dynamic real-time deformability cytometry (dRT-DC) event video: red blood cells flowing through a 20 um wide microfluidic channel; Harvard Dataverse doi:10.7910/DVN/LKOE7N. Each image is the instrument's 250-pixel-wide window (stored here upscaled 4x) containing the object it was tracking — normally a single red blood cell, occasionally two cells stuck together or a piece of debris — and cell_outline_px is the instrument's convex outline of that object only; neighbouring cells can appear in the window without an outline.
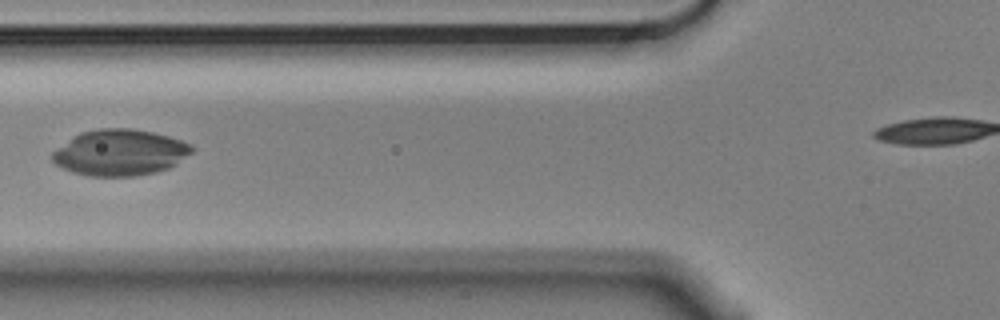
{"species": "Egyptian fruit bat (a non-hibernating species)", "species_latin": "Rousettus aegyptiacus", "temperature_condition": "cold", "stored_images_in_passage": 3, "camera_frame_rate_fps": 3000, "um_per_image_px": 0.085, "animal": {"sex": "male"}, "frame": {"image": 1, "passage_image": 3, "time_ms": 0.667, "image_size_px": [1000, 320], "cell_outline_px": [[196, 148], [192, 152], [176, 164], [168, 168], [156, 172], [136, 176], [88, 176], [72, 172], [56, 164], [52, 160], [52, 152], [56, 148], [76, 136], [84, 132], [100, 128], [132, 128], [152, 132], [168, 136], [192, 144]], "centroid_in_image_um": [10.23, 12.97], "position_along_channel_um": 115.6, "area_um2": 37.34}}